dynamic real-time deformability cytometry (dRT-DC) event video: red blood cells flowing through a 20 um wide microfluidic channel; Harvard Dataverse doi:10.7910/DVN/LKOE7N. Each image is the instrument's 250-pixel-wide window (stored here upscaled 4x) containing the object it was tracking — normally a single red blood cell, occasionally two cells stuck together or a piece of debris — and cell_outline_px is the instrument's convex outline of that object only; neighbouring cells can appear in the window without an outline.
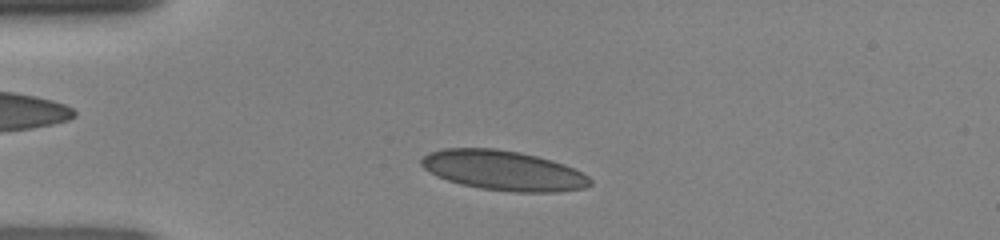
{"species": "human", "species_latin": "Homo sapiens", "temperature_condition": "room temperature", "stored_images_in_passage": 37, "camera_frame_rate_fps": 3000, "um_per_image_px": 0.085, "donor": {"sex": "female"}, "frame": {"image": 1, "passage_image": 6, "time_ms": 1.667, "image_size_px": [1000, 240], "cell_outline_px": [[592, 184], [584, 188], [556, 192], [512, 192], [480, 188], [460, 184], [436, 176], [428, 172], [420, 164], [420, 160], [428, 152], [444, 148], [496, 148], [520, 152], [552, 160], [564, 164], [588, 176], [592, 180]], "centroid_in_image_um": [42.76, 14.49], "position_along_channel_um": 42.2, "area_um2": 39.3}}
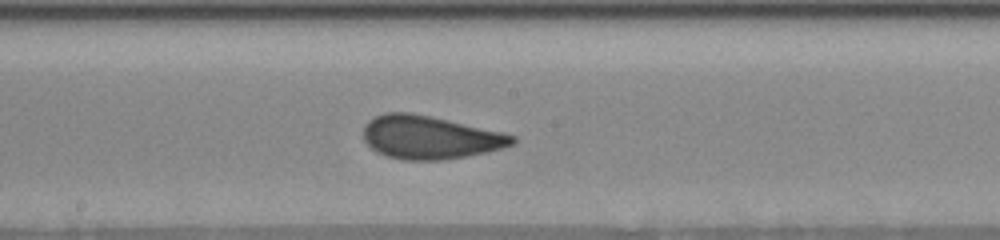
{"frame": {"image": 2, "passage_image": 20, "time_ms": 6.333, "image_size_px": [1000, 240], "cell_outline_px": [[516, 140], [512, 144], [488, 152], [468, 156], [444, 160], [404, 160], [388, 156], [376, 152], [364, 140], [364, 124], [368, 120], [384, 112], [412, 112], [504, 132], [516, 136]], "centroid_in_image_um": [36.54, 11.67], "position_along_channel_um": 211.7, "area_um2": 37.63}}
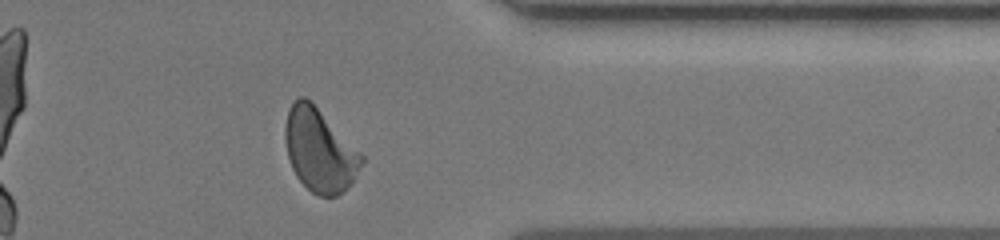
{"frame": {"image": 3, "passage_image": 33, "time_ms": 10.667, "image_size_px": [1000, 240], "cell_outline_px": [[364, 160], [356, 176], [336, 196], [320, 196], [312, 192], [296, 176], [292, 168], [288, 156], [284, 140], [284, 128], [288, 108], [300, 96], [304, 96], [364, 156]], "centroid_in_image_um": [27.12, 12.78], "position_along_channel_um": 384.3, "area_um2": 36.01}}